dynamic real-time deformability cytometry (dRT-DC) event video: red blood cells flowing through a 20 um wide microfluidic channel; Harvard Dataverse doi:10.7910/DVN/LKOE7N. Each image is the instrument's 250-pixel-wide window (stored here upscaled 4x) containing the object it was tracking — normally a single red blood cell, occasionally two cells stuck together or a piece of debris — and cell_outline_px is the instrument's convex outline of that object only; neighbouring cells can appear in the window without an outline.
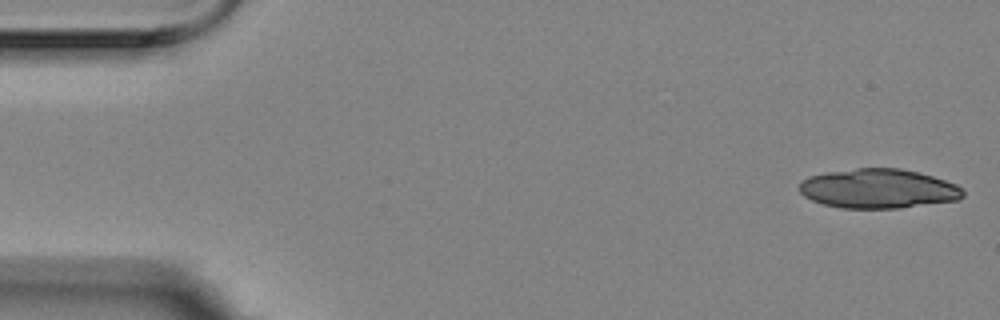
{"species": "Egyptian fruit bat (a non-hibernating species)", "species_latin": "Rousettus aegyptiacus", "temperature_condition": "room temperature", "stored_images_in_passage": 5, "camera_frame_rate_fps": 3000, "um_per_image_px": 0.085, "animal": {"sex": "female"}, "frame": {"image": 1, "passage_image": 1, "time_ms": 0.0, "image_size_px": [1000, 320], "cell_outline_px": [[964, 196], [956, 200], [900, 208], [840, 208], [824, 204], [812, 200], [804, 196], [800, 192], [800, 180], [808, 176], [824, 172], [856, 168], [900, 168], [932, 176], [956, 184], [964, 188]], "centroid_in_image_um": [74.63, 16.03], "position_along_channel_um": 10.4, "area_um2": 37.69}}